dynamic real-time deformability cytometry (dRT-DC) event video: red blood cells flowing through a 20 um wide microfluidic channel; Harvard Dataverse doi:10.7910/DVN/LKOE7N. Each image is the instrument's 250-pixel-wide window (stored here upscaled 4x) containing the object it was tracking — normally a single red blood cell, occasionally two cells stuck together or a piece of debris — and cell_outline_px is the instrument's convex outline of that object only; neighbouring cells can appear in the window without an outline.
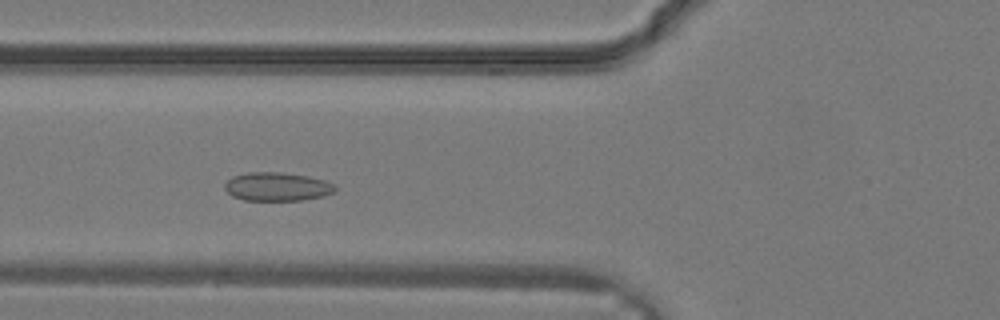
{"species": "common noctule bat (a hibernating species)", "species_latin": "Nyctalus noctula", "temperature_condition": "warm", "stored_images_in_passage": 26, "camera_frame_rate_fps": 3000, "um_per_image_px": 0.085, "animal": {"sex": "male", "body_mass_g": 19.2, "forearm_length_mm": 51.8}, "frame": {"image": 1, "passage_image": 7, "time_ms": 2.0, "image_size_px": [1000, 320], "cell_outline_px": [[336, 188], [332, 192], [324, 196], [304, 200], [244, 200], [232, 196], [224, 188], [224, 184], [232, 176], [248, 172], [280, 172], [308, 176], [324, 180], [332, 184]], "centroid_in_image_um": [23.52, 15.86], "position_along_channel_um": 102.3, "area_um2": 18.32}}
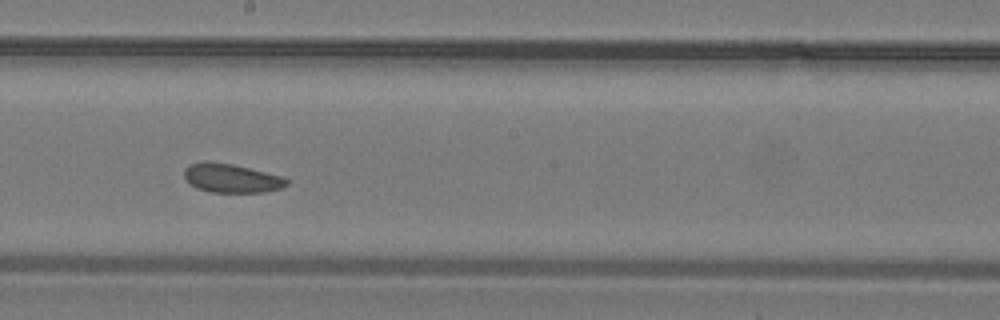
{"frame": {"image": 2, "passage_image": 13, "time_ms": 4.0, "image_size_px": [1000, 320], "cell_outline_px": [[288, 184], [280, 188], [264, 192], [212, 192], [196, 188], [184, 176], [184, 168], [192, 164], [204, 160], [208, 160], [232, 164], [280, 176], [288, 180]], "centroid_in_image_um": [19.63, 15.14], "position_along_channel_um": 228.6, "area_um2": 16.99}}
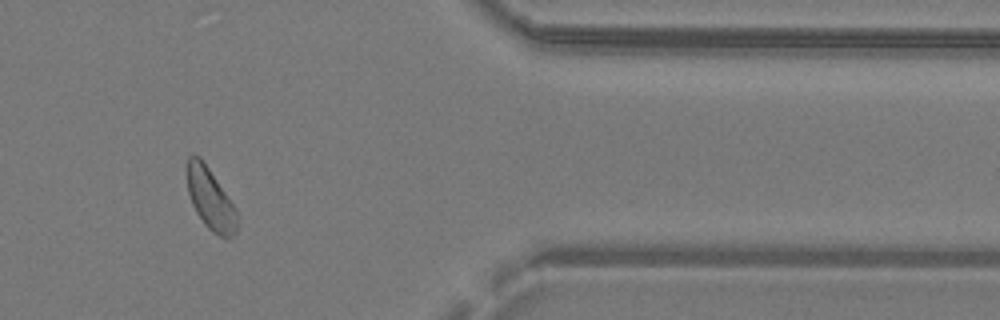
{"frame": {"image": 3, "passage_image": 22, "time_ms": 7.0, "image_size_px": [1000, 320], "cell_outline_px": [[236, 232], [232, 236], [220, 236], [212, 232], [204, 224], [196, 212], [192, 204], [188, 192], [188, 156], [200, 156], [236, 208]], "centroid_in_image_um": [17.88, 16.93], "position_along_channel_um": 393.5, "area_um2": 17.4}}